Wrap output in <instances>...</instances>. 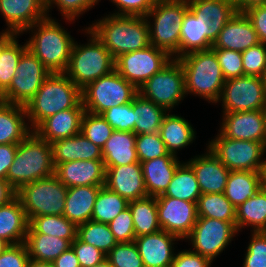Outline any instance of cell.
<instances>
[{
	"label": "cell",
	"mask_w": 266,
	"mask_h": 267,
	"mask_svg": "<svg viewBox=\"0 0 266 267\" xmlns=\"http://www.w3.org/2000/svg\"><path fill=\"white\" fill-rule=\"evenodd\" d=\"M87 28L103 43L114 59L150 45L149 26L143 16L110 13Z\"/></svg>",
	"instance_id": "cell-1"
},
{
	"label": "cell",
	"mask_w": 266,
	"mask_h": 267,
	"mask_svg": "<svg viewBox=\"0 0 266 267\" xmlns=\"http://www.w3.org/2000/svg\"><path fill=\"white\" fill-rule=\"evenodd\" d=\"M71 108H84L82 90L65 73H51L25 106L32 131L48 117Z\"/></svg>",
	"instance_id": "cell-2"
},
{
	"label": "cell",
	"mask_w": 266,
	"mask_h": 267,
	"mask_svg": "<svg viewBox=\"0 0 266 267\" xmlns=\"http://www.w3.org/2000/svg\"><path fill=\"white\" fill-rule=\"evenodd\" d=\"M64 26L51 16L26 28L32 35L26 40L29 49L51 73H64L67 70L75 39Z\"/></svg>",
	"instance_id": "cell-3"
},
{
	"label": "cell",
	"mask_w": 266,
	"mask_h": 267,
	"mask_svg": "<svg viewBox=\"0 0 266 267\" xmlns=\"http://www.w3.org/2000/svg\"><path fill=\"white\" fill-rule=\"evenodd\" d=\"M55 175L51 144L32 131L18 143L7 181L18 191L23 185Z\"/></svg>",
	"instance_id": "cell-4"
},
{
	"label": "cell",
	"mask_w": 266,
	"mask_h": 267,
	"mask_svg": "<svg viewBox=\"0 0 266 267\" xmlns=\"http://www.w3.org/2000/svg\"><path fill=\"white\" fill-rule=\"evenodd\" d=\"M178 60L185 74L186 96H199L217 105L225 78L214 51H195L183 55Z\"/></svg>",
	"instance_id": "cell-5"
},
{
	"label": "cell",
	"mask_w": 266,
	"mask_h": 267,
	"mask_svg": "<svg viewBox=\"0 0 266 267\" xmlns=\"http://www.w3.org/2000/svg\"><path fill=\"white\" fill-rule=\"evenodd\" d=\"M82 31L89 35V40L86 44L74 42L70 61L64 72L81 90L115 70V59L103 43L87 27Z\"/></svg>",
	"instance_id": "cell-6"
},
{
	"label": "cell",
	"mask_w": 266,
	"mask_h": 267,
	"mask_svg": "<svg viewBox=\"0 0 266 267\" xmlns=\"http://www.w3.org/2000/svg\"><path fill=\"white\" fill-rule=\"evenodd\" d=\"M187 10V0L155 2L145 16L149 26L150 45L164 50L172 58H180V31Z\"/></svg>",
	"instance_id": "cell-7"
},
{
	"label": "cell",
	"mask_w": 266,
	"mask_h": 267,
	"mask_svg": "<svg viewBox=\"0 0 266 267\" xmlns=\"http://www.w3.org/2000/svg\"><path fill=\"white\" fill-rule=\"evenodd\" d=\"M68 188L55 175L23 185L16 196L30 221L40 215H63Z\"/></svg>",
	"instance_id": "cell-8"
},
{
	"label": "cell",
	"mask_w": 266,
	"mask_h": 267,
	"mask_svg": "<svg viewBox=\"0 0 266 267\" xmlns=\"http://www.w3.org/2000/svg\"><path fill=\"white\" fill-rule=\"evenodd\" d=\"M138 89L116 70L89 83L82 89L85 111L101 114L109 108L133 101Z\"/></svg>",
	"instance_id": "cell-9"
},
{
	"label": "cell",
	"mask_w": 266,
	"mask_h": 267,
	"mask_svg": "<svg viewBox=\"0 0 266 267\" xmlns=\"http://www.w3.org/2000/svg\"><path fill=\"white\" fill-rule=\"evenodd\" d=\"M138 93L171 112L186 97L185 74L178 59L173 58L139 89Z\"/></svg>",
	"instance_id": "cell-10"
},
{
	"label": "cell",
	"mask_w": 266,
	"mask_h": 267,
	"mask_svg": "<svg viewBox=\"0 0 266 267\" xmlns=\"http://www.w3.org/2000/svg\"><path fill=\"white\" fill-rule=\"evenodd\" d=\"M206 146L230 171L259 172L266 155V145L261 142L225 137L220 131Z\"/></svg>",
	"instance_id": "cell-11"
},
{
	"label": "cell",
	"mask_w": 266,
	"mask_h": 267,
	"mask_svg": "<svg viewBox=\"0 0 266 267\" xmlns=\"http://www.w3.org/2000/svg\"><path fill=\"white\" fill-rule=\"evenodd\" d=\"M236 234H239L236 224L198 217L192 231L184 241H190L192 244L190 250L213 262L228 247Z\"/></svg>",
	"instance_id": "cell-12"
},
{
	"label": "cell",
	"mask_w": 266,
	"mask_h": 267,
	"mask_svg": "<svg viewBox=\"0 0 266 267\" xmlns=\"http://www.w3.org/2000/svg\"><path fill=\"white\" fill-rule=\"evenodd\" d=\"M50 74L43 63L26 49L19 59L9 88L2 94L3 101L26 106Z\"/></svg>",
	"instance_id": "cell-13"
},
{
	"label": "cell",
	"mask_w": 266,
	"mask_h": 267,
	"mask_svg": "<svg viewBox=\"0 0 266 267\" xmlns=\"http://www.w3.org/2000/svg\"><path fill=\"white\" fill-rule=\"evenodd\" d=\"M218 102L222 103L223 113L263 110L266 85L258 76L244 75L225 80Z\"/></svg>",
	"instance_id": "cell-14"
},
{
	"label": "cell",
	"mask_w": 266,
	"mask_h": 267,
	"mask_svg": "<svg viewBox=\"0 0 266 267\" xmlns=\"http://www.w3.org/2000/svg\"><path fill=\"white\" fill-rule=\"evenodd\" d=\"M172 59L164 50L149 45L147 48L121 54L115 59V70L139 89Z\"/></svg>",
	"instance_id": "cell-15"
},
{
	"label": "cell",
	"mask_w": 266,
	"mask_h": 267,
	"mask_svg": "<svg viewBox=\"0 0 266 267\" xmlns=\"http://www.w3.org/2000/svg\"><path fill=\"white\" fill-rule=\"evenodd\" d=\"M156 201L161 229L183 241L198 219L197 204L172 197H156Z\"/></svg>",
	"instance_id": "cell-16"
},
{
	"label": "cell",
	"mask_w": 266,
	"mask_h": 267,
	"mask_svg": "<svg viewBox=\"0 0 266 267\" xmlns=\"http://www.w3.org/2000/svg\"><path fill=\"white\" fill-rule=\"evenodd\" d=\"M188 9L200 21L201 37L212 45L226 23L236 15L234 3L227 0H187Z\"/></svg>",
	"instance_id": "cell-17"
},
{
	"label": "cell",
	"mask_w": 266,
	"mask_h": 267,
	"mask_svg": "<svg viewBox=\"0 0 266 267\" xmlns=\"http://www.w3.org/2000/svg\"><path fill=\"white\" fill-rule=\"evenodd\" d=\"M220 131L225 137L261 142L266 145V126L263 110L222 114Z\"/></svg>",
	"instance_id": "cell-18"
},
{
	"label": "cell",
	"mask_w": 266,
	"mask_h": 267,
	"mask_svg": "<svg viewBox=\"0 0 266 267\" xmlns=\"http://www.w3.org/2000/svg\"><path fill=\"white\" fill-rule=\"evenodd\" d=\"M181 240L179 237L164 230L135 237L134 243L142 258L144 267H167L174 260L175 241Z\"/></svg>",
	"instance_id": "cell-19"
},
{
	"label": "cell",
	"mask_w": 266,
	"mask_h": 267,
	"mask_svg": "<svg viewBox=\"0 0 266 267\" xmlns=\"http://www.w3.org/2000/svg\"><path fill=\"white\" fill-rule=\"evenodd\" d=\"M105 186L128 202L148 196L140 162L106 168Z\"/></svg>",
	"instance_id": "cell-20"
},
{
	"label": "cell",
	"mask_w": 266,
	"mask_h": 267,
	"mask_svg": "<svg viewBox=\"0 0 266 267\" xmlns=\"http://www.w3.org/2000/svg\"><path fill=\"white\" fill-rule=\"evenodd\" d=\"M0 15L8 29L21 33L35 23L46 19V0H0Z\"/></svg>",
	"instance_id": "cell-21"
},
{
	"label": "cell",
	"mask_w": 266,
	"mask_h": 267,
	"mask_svg": "<svg viewBox=\"0 0 266 267\" xmlns=\"http://www.w3.org/2000/svg\"><path fill=\"white\" fill-rule=\"evenodd\" d=\"M187 163L195 173L201 194L224 193L230 170L208 148Z\"/></svg>",
	"instance_id": "cell-22"
},
{
	"label": "cell",
	"mask_w": 266,
	"mask_h": 267,
	"mask_svg": "<svg viewBox=\"0 0 266 267\" xmlns=\"http://www.w3.org/2000/svg\"><path fill=\"white\" fill-rule=\"evenodd\" d=\"M105 174L103 159L69 161L55 167V176L67 188L105 185Z\"/></svg>",
	"instance_id": "cell-23"
},
{
	"label": "cell",
	"mask_w": 266,
	"mask_h": 267,
	"mask_svg": "<svg viewBox=\"0 0 266 267\" xmlns=\"http://www.w3.org/2000/svg\"><path fill=\"white\" fill-rule=\"evenodd\" d=\"M261 43L257 32L245 14L236 13L219 33L211 49L243 52Z\"/></svg>",
	"instance_id": "cell-24"
},
{
	"label": "cell",
	"mask_w": 266,
	"mask_h": 267,
	"mask_svg": "<svg viewBox=\"0 0 266 267\" xmlns=\"http://www.w3.org/2000/svg\"><path fill=\"white\" fill-rule=\"evenodd\" d=\"M85 108H71L60 111L45 119L34 132L48 143L72 137L80 133L81 119Z\"/></svg>",
	"instance_id": "cell-25"
},
{
	"label": "cell",
	"mask_w": 266,
	"mask_h": 267,
	"mask_svg": "<svg viewBox=\"0 0 266 267\" xmlns=\"http://www.w3.org/2000/svg\"><path fill=\"white\" fill-rule=\"evenodd\" d=\"M182 162L171 153L140 162L148 196L162 195Z\"/></svg>",
	"instance_id": "cell-26"
},
{
	"label": "cell",
	"mask_w": 266,
	"mask_h": 267,
	"mask_svg": "<svg viewBox=\"0 0 266 267\" xmlns=\"http://www.w3.org/2000/svg\"><path fill=\"white\" fill-rule=\"evenodd\" d=\"M51 147L55 167L69 161L103 159L102 149L81 132L51 143Z\"/></svg>",
	"instance_id": "cell-27"
},
{
	"label": "cell",
	"mask_w": 266,
	"mask_h": 267,
	"mask_svg": "<svg viewBox=\"0 0 266 267\" xmlns=\"http://www.w3.org/2000/svg\"><path fill=\"white\" fill-rule=\"evenodd\" d=\"M105 185L75 186L68 188L63 216L76 226L91 220L100 188Z\"/></svg>",
	"instance_id": "cell-28"
},
{
	"label": "cell",
	"mask_w": 266,
	"mask_h": 267,
	"mask_svg": "<svg viewBox=\"0 0 266 267\" xmlns=\"http://www.w3.org/2000/svg\"><path fill=\"white\" fill-rule=\"evenodd\" d=\"M27 121L25 106L6 102L1 104L0 144H18L22 142L32 132Z\"/></svg>",
	"instance_id": "cell-29"
},
{
	"label": "cell",
	"mask_w": 266,
	"mask_h": 267,
	"mask_svg": "<svg viewBox=\"0 0 266 267\" xmlns=\"http://www.w3.org/2000/svg\"><path fill=\"white\" fill-rule=\"evenodd\" d=\"M159 134L169 153L177 156L178 151L192 144L196 131L192 124L181 115L167 112L162 120Z\"/></svg>",
	"instance_id": "cell-30"
},
{
	"label": "cell",
	"mask_w": 266,
	"mask_h": 267,
	"mask_svg": "<svg viewBox=\"0 0 266 267\" xmlns=\"http://www.w3.org/2000/svg\"><path fill=\"white\" fill-rule=\"evenodd\" d=\"M135 144L136 134L134 132L114 130L102 148L105 169L139 162Z\"/></svg>",
	"instance_id": "cell-31"
},
{
	"label": "cell",
	"mask_w": 266,
	"mask_h": 267,
	"mask_svg": "<svg viewBox=\"0 0 266 267\" xmlns=\"http://www.w3.org/2000/svg\"><path fill=\"white\" fill-rule=\"evenodd\" d=\"M29 227V220L16 196L9 203L0 206V237L9 244H18L25 241Z\"/></svg>",
	"instance_id": "cell-32"
},
{
	"label": "cell",
	"mask_w": 266,
	"mask_h": 267,
	"mask_svg": "<svg viewBox=\"0 0 266 267\" xmlns=\"http://www.w3.org/2000/svg\"><path fill=\"white\" fill-rule=\"evenodd\" d=\"M24 244L30 259L49 263L71 247L67 239L42 233H27Z\"/></svg>",
	"instance_id": "cell-33"
},
{
	"label": "cell",
	"mask_w": 266,
	"mask_h": 267,
	"mask_svg": "<svg viewBox=\"0 0 266 267\" xmlns=\"http://www.w3.org/2000/svg\"><path fill=\"white\" fill-rule=\"evenodd\" d=\"M247 227L250 232L266 229V191L260 189L244 203L236 207V227L239 232Z\"/></svg>",
	"instance_id": "cell-34"
},
{
	"label": "cell",
	"mask_w": 266,
	"mask_h": 267,
	"mask_svg": "<svg viewBox=\"0 0 266 267\" xmlns=\"http://www.w3.org/2000/svg\"><path fill=\"white\" fill-rule=\"evenodd\" d=\"M261 189L260 174L256 171H230L225 186V197L238 207Z\"/></svg>",
	"instance_id": "cell-35"
},
{
	"label": "cell",
	"mask_w": 266,
	"mask_h": 267,
	"mask_svg": "<svg viewBox=\"0 0 266 267\" xmlns=\"http://www.w3.org/2000/svg\"><path fill=\"white\" fill-rule=\"evenodd\" d=\"M134 130L139 134H156L167 111L139 93L133 99Z\"/></svg>",
	"instance_id": "cell-36"
},
{
	"label": "cell",
	"mask_w": 266,
	"mask_h": 267,
	"mask_svg": "<svg viewBox=\"0 0 266 267\" xmlns=\"http://www.w3.org/2000/svg\"><path fill=\"white\" fill-rule=\"evenodd\" d=\"M201 190L195 173L187 162H182L162 195L156 197H172L197 203Z\"/></svg>",
	"instance_id": "cell-37"
},
{
	"label": "cell",
	"mask_w": 266,
	"mask_h": 267,
	"mask_svg": "<svg viewBox=\"0 0 266 267\" xmlns=\"http://www.w3.org/2000/svg\"><path fill=\"white\" fill-rule=\"evenodd\" d=\"M132 213L136 237L152 234L161 230L158 222L157 201L155 196L130 201L128 204Z\"/></svg>",
	"instance_id": "cell-38"
},
{
	"label": "cell",
	"mask_w": 266,
	"mask_h": 267,
	"mask_svg": "<svg viewBox=\"0 0 266 267\" xmlns=\"http://www.w3.org/2000/svg\"><path fill=\"white\" fill-rule=\"evenodd\" d=\"M27 233L57 236L72 243L76 238L77 226L63 215H40L29 221Z\"/></svg>",
	"instance_id": "cell-39"
},
{
	"label": "cell",
	"mask_w": 266,
	"mask_h": 267,
	"mask_svg": "<svg viewBox=\"0 0 266 267\" xmlns=\"http://www.w3.org/2000/svg\"><path fill=\"white\" fill-rule=\"evenodd\" d=\"M196 204L198 217L236 224V207L225 197L224 193L201 194Z\"/></svg>",
	"instance_id": "cell-40"
},
{
	"label": "cell",
	"mask_w": 266,
	"mask_h": 267,
	"mask_svg": "<svg viewBox=\"0 0 266 267\" xmlns=\"http://www.w3.org/2000/svg\"><path fill=\"white\" fill-rule=\"evenodd\" d=\"M129 202L118 193L102 186L98 192L91 220L108 224L120 212L128 208Z\"/></svg>",
	"instance_id": "cell-41"
},
{
	"label": "cell",
	"mask_w": 266,
	"mask_h": 267,
	"mask_svg": "<svg viewBox=\"0 0 266 267\" xmlns=\"http://www.w3.org/2000/svg\"><path fill=\"white\" fill-rule=\"evenodd\" d=\"M76 237L80 241L100 249L106 255L118 243L108 224L93 220L78 225Z\"/></svg>",
	"instance_id": "cell-42"
},
{
	"label": "cell",
	"mask_w": 266,
	"mask_h": 267,
	"mask_svg": "<svg viewBox=\"0 0 266 267\" xmlns=\"http://www.w3.org/2000/svg\"><path fill=\"white\" fill-rule=\"evenodd\" d=\"M212 46L205 37H201L200 21L188 9L181 25L180 57L191 52L211 49Z\"/></svg>",
	"instance_id": "cell-43"
},
{
	"label": "cell",
	"mask_w": 266,
	"mask_h": 267,
	"mask_svg": "<svg viewBox=\"0 0 266 267\" xmlns=\"http://www.w3.org/2000/svg\"><path fill=\"white\" fill-rule=\"evenodd\" d=\"M16 35L2 50L0 54V93L3 94L10 86L11 80L17 71V64L27 44H19Z\"/></svg>",
	"instance_id": "cell-44"
},
{
	"label": "cell",
	"mask_w": 266,
	"mask_h": 267,
	"mask_svg": "<svg viewBox=\"0 0 266 267\" xmlns=\"http://www.w3.org/2000/svg\"><path fill=\"white\" fill-rule=\"evenodd\" d=\"M113 131L114 129L101 114H94L88 111L84 112L81 119L80 132L101 149Z\"/></svg>",
	"instance_id": "cell-45"
},
{
	"label": "cell",
	"mask_w": 266,
	"mask_h": 267,
	"mask_svg": "<svg viewBox=\"0 0 266 267\" xmlns=\"http://www.w3.org/2000/svg\"><path fill=\"white\" fill-rule=\"evenodd\" d=\"M113 267H144L134 241L117 243L106 255Z\"/></svg>",
	"instance_id": "cell-46"
},
{
	"label": "cell",
	"mask_w": 266,
	"mask_h": 267,
	"mask_svg": "<svg viewBox=\"0 0 266 267\" xmlns=\"http://www.w3.org/2000/svg\"><path fill=\"white\" fill-rule=\"evenodd\" d=\"M101 0H46V11L49 17L50 9L57 6L58 11L67 22H75L83 13L95 7ZM55 5V6H54ZM54 6V7H53Z\"/></svg>",
	"instance_id": "cell-47"
},
{
	"label": "cell",
	"mask_w": 266,
	"mask_h": 267,
	"mask_svg": "<svg viewBox=\"0 0 266 267\" xmlns=\"http://www.w3.org/2000/svg\"><path fill=\"white\" fill-rule=\"evenodd\" d=\"M135 147L139 162H145L169 153L159 133L136 135Z\"/></svg>",
	"instance_id": "cell-48"
},
{
	"label": "cell",
	"mask_w": 266,
	"mask_h": 267,
	"mask_svg": "<svg viewBox=\"0 0 266 267\" xmlns=\"http://www.w3.org/2000/svg\"><path fill=\"white\" fill-rule=\"evenodd\" d=\"M101 116L109 125L118 131L133 132L135 120L133 111V101L124 105L107 109Z\"/></svg>",
	"instance_id": "cell-49"
},
{
	"label": "cell",
	"mask_w": 266,
	"mask_h": 267,
	"mask_svg": "<svg viewBox=\"0 0 266 267\" xmlns=\"http://www.w3.org/2000/svg\"><path fill=\"white\" fill-rule=\"evenodd\" d=\"M225 80L244 76L242 52L228 49H212Z\"/></svg>",
	"instance_id": "cell-50"
},
{
	"label": "cell",
	"mask_w": 266,
	"mask_h": 267,
	"mask_svg": "<svg viewBox=\"0 0 266 267\" xmlns=\"http://www.w3.org/2000/svg\"><path fill=\"white\" fill-rule=\"evenodd\" d=\"M242 267H266V234L251 232Z\"/></svg>",
	"instance_id": "cell-51"
},
{
	"label": "cell",
	"mask_w": 266,
	"mask_h": 267,
	"mask_svg": "<svg viewBox=\"0 0 266 267\" xmlns=\"http://www.w3.org/2000/svg\"><path fill=\"white\" fill-rule=\"evenodd\" d=\"M244 75L258 76L266 65V44L259 43L242 52Z\"/></svg>",
	"instance_id": "cell-52"
},
{
	"label": "cell",
	"mask_w": 266,
	"mask_h": 267,
	"mask_svg": "<svg viewBox=\"0 0 266 267\" xmlns=\"http://www.w3.org/2000/svg\"><path fill=\"white\" fill-rule=\"evenodd\" d=\"M108 225L118 243L134 241L136 235L129 207L120 212Z\"/></svg>",
	"instance_id": "cell-53"
},
{
	"label": "cell",
	"mask_w": 266,
	"mask_h": 267,
	"mask_svg": "<svg viewBox=\"0 0 266 267\" xmlns=\"http://www.w3.org/2000/svg\"><path fill=\"white\" fill-rule=\"evenodd\" d=\"M71 247L79 260L81 267H94L106 259V254L93 245L80 241L77 237Z\"/></svg>",
	"instance_id": "cell-54"
},
{
	"label": "cell",
	"mask_w": 266,
	"mask_h": 267,
	"mask_svg": "<svg viewBox=\"0 0 266 267\" xmlns=\"http://www.w3.org/2000/svg\"><path fill=\"white\" fill-rule=\"evenodd\" d=\"M29 255L24 244H9L0 254V267H27Z\"/></svg>",
	"instance_id": "cell-55"
},
{
	"label": "cell",
	"mask_w": 266,
	"mask_h": 267,
	"mask_svg": "<svg viewBox=\"0 0 266 267\" xmlns=\"http://www.w3.org/2000/svg\"><path fill=\"white\" fill-rule=\"evenodd\" d=\"M116 7L115 13L117 15H135L145 17L149 10L155 5V0H109Z\"/></svg>",
	"instance_id": "cell-56"
},
{
	"label": "cell",
	"mask_w": 266,
	"mask_h": 267,
	"mask_svg": "<svg viewBox=\"0 0 266 267\" xmlns=\"http://www.w3.org/2000/svg\"><path fill=\"white\" fill-rule=\"evenodd\" d=\"M212 261L196 252L187 249L178 251L175 254L172 267H211Z\"/></svg>",
	"instance_id": "cell-57"
},
{
	"label": "cell",
	"mask_w": 266,
	"mask_h": 267,
	"mask_svg": "<svg viewBox=\"0 0 266 267\" xmlns=\"http://www.w3.org/2000/svg\"><path fill=\"white\" fill-rule=\"evenodd\" d=\"M257 32L259 41L266 44V6L250 10L245 14Z\"/></svg>",
	"instance_id": "cell-58"
},
{
	"label": "cell",
	"mask_w": 266,
	"mask_h": 267,
	"mask_svg": "<svg viewBox=\"0 0 266 267\" xmlns=\"http://www.w3.org/2000/svg\"><path fill=\"white\" fill-rule=\"evenodd\" d=\"M18 144H0V179L7 180V173L13 163Z\"/></svg>",
	"instance_id": "cell-59"
},
{
	"label": "cell",
	"mask_w": 266,
	"mask_h": 267,
	"mask_svg": "<svg viewBox=\"0 0 266 267\" xmlns=\"http://www.w3.org/2000/svg\"><path fill=\"white\" fill-rule=\"evenodd\" d=\"M52 264L54 267H81L72 247L62 252Z\"/></svg>",
	"instance_id": "cell-60"
},
{
	"label": "cell",
	"mask_w": 266,
	"mask_h": 267,
	"mask_svg": "<svg viewBox=\"0 0 266 267\" xmlns=\"http://www.w3.org/2000/svg\"><path fill=\"white\" fill-rule=\"evenodd\" d=\"M235 10L239 14H246L252 9L266 6V0H236Z\"/></svg>",
	"instance_id": "cell-61"
},
{
	"label": "cell",
	"mask_w": 266,
	"mask_h": 267,
	"mask_svg": "<svg viewBox=\"0 0 266 267\" xmlns=\"http://www.w3.org/2000/svg\"><path fill=\"white\" fill-rule=\"evenodd\" d=\"M17 191L7 180L0 179V206L9 203L16 197Z\"/></svg>",
	"instance_id": "cell-62"
},
{
	"label": "cell",
	"mask_w": 266,
	"mask_h": 267,
	"mask_svg": "<svg viewBox=\"0 0 266 267\" xmlns=\"http://www.w3.org/2000/svg\"><path fill=\"white\" fill-rule=\"evenodd\" d=\"M4 31V32H3ZM18 35L15 31L6 28L0 32V54L5 46L16 36Z\"/></svg>",
	"instance_id": "cell-63"
},
{
	"label": "cell",
	"mask_w": 266,
	"mask_h": 267,
	"mask_svg": "<svg viewBox=\"0 0 266 267\" xmlns=\"http://www.w3.org/2000/svg\"><path fill=\"white\" fill-rule=\"evenodd\" d=\"M261 189L266 191V158H264L259 170Z\"/></svg>",
	"instance_id": "cell-64"
},
{
	"label": "cell",
	"mask_w": 266,
	"mask_h": 267,
	"mask_svg": "<svg viewBox=\"0 0 266 267\" xmlns=\"http://www.w3.org/2000/svg\"><path fill=\"white\" fill-rule=\"evenodd\" d=\"M27 267H54L52 263L40 262L30 259Z\"/></svg>",
	"instance_id": "cell-65"
},
{
	"label": "cell",
	"mask_w": 266,
	"mask_h": 267,
	"mask_svg": "<svg viewBox=\"0 0 266 267\" xmlns=\"http://www.w3.org/2000/svg\"><path fill=\"white\" fill-rule=\"evenodd\" d=\"M8 245L9 243L0 237V254L7 248Z\"/></svg>",
	"instance_id": "cell-66"
},
{
	"label": "cell",
	"mask_w": 266,
	"mask_h": 267,
	"mask_svg": "<svg viewBox=\"0 0 266 267\" xmlns=\"http://www.w3.org/2000/svg\"><path fill=\"white\" fill-rule=\"evenodd\" d=\"M94 267H113L107 259H104L101 263L95 265Z\"/></svg>",
	"instance_id": "cell-67"
},
{
	"label": "cell",
	"mask_w": 266,
	"mask_h": 267,
	"mask_svg": "<svg viewBox=\"0 0 266 267\" xmlns=\"http://www.w3.org/2000/svg\"><path fill=\"white\" fill-rule=\"evenodd\" d=\"M260 78H261L262 82L266 85V65L264 67L263 73L260 76Z\"/></svg>",
	"instance_id": "cell-68"
},
{
	"label": "cell",
	"mask_w": 266,
	"mask_h": 267,
	"mask_svg": "<svg viewBox=\"0 0 266 267\" xmlns=\"http://www.w3.org/2000/svg\"><path fill=\"white\" fill-rule=\"evenodd\" d=\"M263 112H264V117H265V126H266V103L263 106Z\"/></svg>",
	"instance_id": "cell-69"
},
{
	"label": "cell",
	"mask_w": 266,
	"mask_h": 267,
	"mask_svg": "<svg viewBox=\"0 0 266 267\" xmlns=\"http://www.w3.org/2000/svg\"><path fill=\"white\" fill-rule=\"evenodd\" d=\"M4 101H3V97H2V94L0 93V105L3 104Z\"/></svg>",
	"instance_id": "cell-70"
},
{
	"label": "cell",
	"mask_w": 266,
	"mask_h": 267,
	"mask_svg": "<svg viewBox=\"0 0 266 267\" xmlns=\"http://www.w3.org/2000/svg\"><path fill=\"white\" fill-rule=\"evenodd\" d=\"M227 1H230V2H232V3H235V2H236V0H227Z\"/></svg>",
	"instance_id": "cell-71"
}]
</instances>
